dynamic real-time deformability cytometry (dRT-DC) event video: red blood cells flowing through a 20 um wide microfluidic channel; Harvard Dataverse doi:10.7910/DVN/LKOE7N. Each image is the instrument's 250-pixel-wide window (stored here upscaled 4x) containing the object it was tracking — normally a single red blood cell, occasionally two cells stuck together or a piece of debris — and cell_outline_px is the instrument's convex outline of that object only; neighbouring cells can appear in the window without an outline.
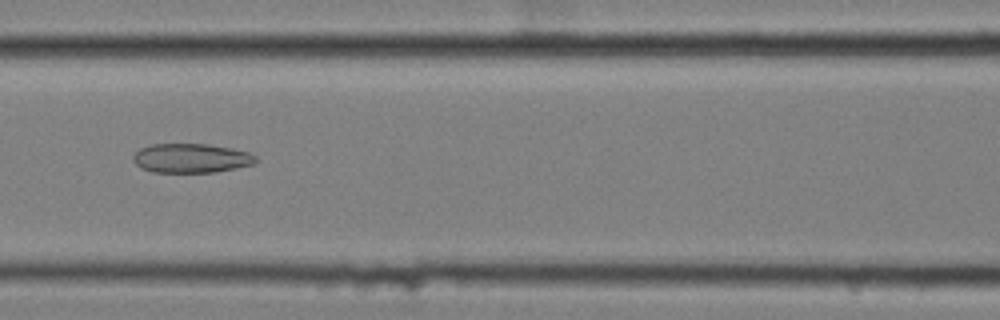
{"species": "common noctule bat (a hibernating species)", "species_latin": "Nyctalus noctula", "temperature_condition": "cold", "stored_images_in_passage": 59, "camera_frame_rate_fps": 3000, "um_per_image_px": 0.085, "animal": {"sex": "female", "body_mass_g": 25.1}, "frame": {"image": 1, "passage_image": 26, "time_ms": 8.333, "image_size_px": [1000, 320], "cell_outline_px": [[260, 160], [256, 164], [236, 168], [212, 172], [152, 172], [140, 168], [132, 160], [132, 156], [140, 148], [152, 144], [208, 144], [232, 148], [248, 152], [256, 156]], "centroid_in_image_um": [16.27, 13.44], "position_along_channel_um": 150.3, "area_um2": 21.1}}
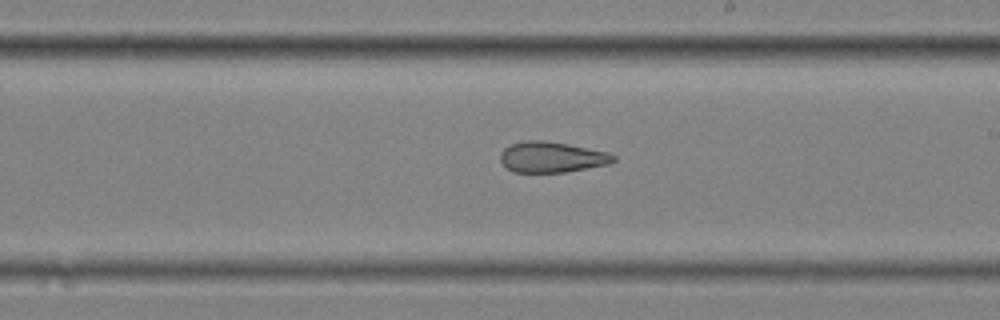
{"frame": {"image": 2, "passage_image": 34, "time_ms": 11.0, "image_size_px": [1000, 320], "cell_outline_px": [[616, 160], [608, 164], [564, 172], [512, 172], [500, 160], [500, 152], [504, 148], [512, 144], [528, 140], [544, 140], [568, 144], [608, 152], [616, 156]], "centroid_in_image_um": [46.89, 13.35], "position_along_channel_um": 242.1, "area_um2": 20.11}}
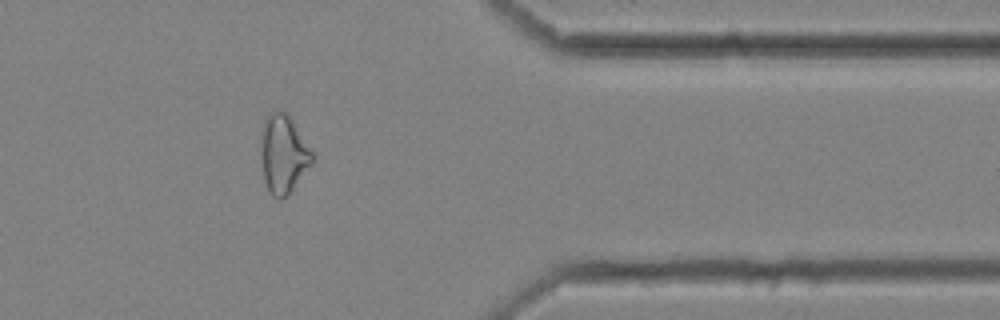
{"frame": {"image": 3, "passage_image": 48, "time_ms": 15.667, "image_size_px": [1000, 320], "cell_outline_px": [[316, 152], [312, 160], [288, 196], [280, 200], [276, 200], [268, 192], [264, 180], [260, 156], [260, 132], [264, 120], [272, 112], [280, 108], [292, 120]], "centroid_in_image_um": [24.06, 13.09], "position_along_channel_um": 387.3, "area_um2": 23.99}, "authors_computed_cell_mechanics": {"area_um2": 25.432, "velocity_mm_per_s": 3.4515, "shape_relaxation_time_tau1_ms": null, "shape_relaxation_time_tau2_ms": 4.085, "deformation_change_tau1": null, "deformation_change_tau2": 0.1353}}